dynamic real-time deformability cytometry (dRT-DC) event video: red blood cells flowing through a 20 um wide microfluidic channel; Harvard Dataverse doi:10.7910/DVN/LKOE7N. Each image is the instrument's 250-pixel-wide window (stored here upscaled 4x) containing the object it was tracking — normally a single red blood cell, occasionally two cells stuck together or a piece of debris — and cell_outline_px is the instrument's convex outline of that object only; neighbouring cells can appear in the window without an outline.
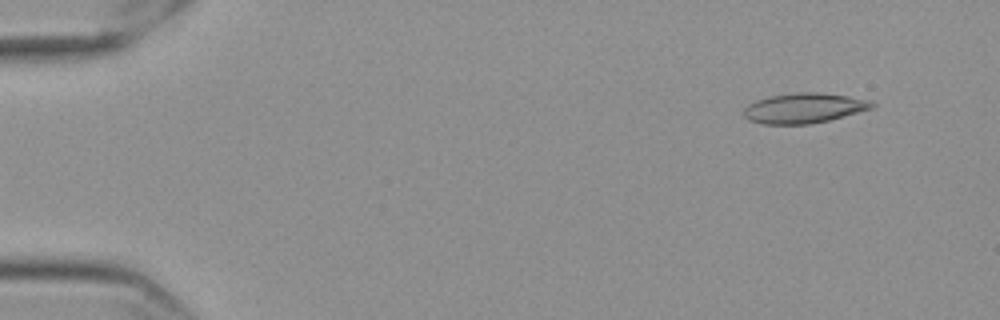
{"species": "Egyptian fruit bat (a non-hibernating species)", "species_latin": "Rousettus aegyptiacus", "temperature_condition": "cold", "stored_images_in_passage": 57, "camera_frame_rate_fps": 3000, "um_per_image_px": 0.085, "frame": {"image": 1, "passage_image": 5, "time_ms": 1.333, "image_size_px": [1000, 320], "cell_outline_px": [[876, 104], [872, 108], [844, 116], [828, 120], [808, 124], [764, 124], [748, 120], [744, 116], [744, 108], [748, 104], [756, 100], [772, 96], [792, 92], [816, 92], [848, 96], [872, 100]], "centroid_in_image_um": [68.34, 9.18], "position_along_channel_um": 16.7, "area_um2": 22.43}}
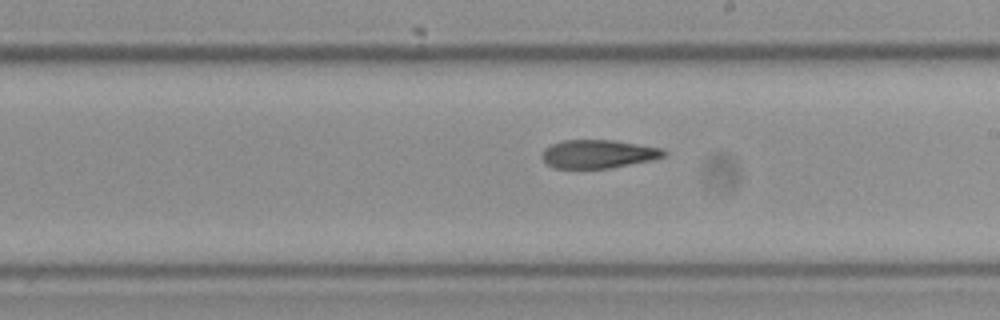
{"frame": {"image": 2, "passage_image": 33, "time_ms": 10.667, "image_size_px": [1000, 320], "cell_outline_px": [[668, 152], [664, 156], [652, 160], [608, 168], [552, 168], [540, 156], [544, 148], [552, 144], [564, 140], [612, 140], [660, 148]], "centroid_in_image_um": [50.81, 13.09], "position_along_channel_um": 238.2, "area_um2": 20.0}}
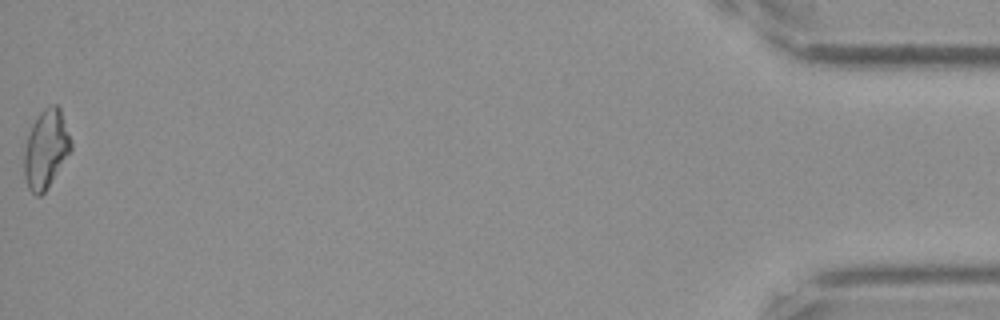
{"frame": {"image": 3, "passage_image": 57, "time_ms": 18.667, "image_size_px": [1000, 320], "cell_outline_px": [[72, 148], [48, 188], [40, 196], [36, 196], [28, 188], [24, 176], [24, 152], [28, 136], [32, 124], [36, 116], [44, 108], [52, 104], [56, 104], [60, 108], [72, 140]], "centroid_in_image_um": [3.91, 12.66], "position_along_channel_um": 431.3, "area_um2": 21.44}, "authors_computed_cell_mechanics": {"area_um2": 21.2126, "velocity_mm_per_s": 3.5729, "shape_relaxation_time_tau1_ms": null, "shape_relaxation_time_tau2_ms": 5.7875, "deformation_change_tau1": null, "deformation_change_tau2": 0.1567}}